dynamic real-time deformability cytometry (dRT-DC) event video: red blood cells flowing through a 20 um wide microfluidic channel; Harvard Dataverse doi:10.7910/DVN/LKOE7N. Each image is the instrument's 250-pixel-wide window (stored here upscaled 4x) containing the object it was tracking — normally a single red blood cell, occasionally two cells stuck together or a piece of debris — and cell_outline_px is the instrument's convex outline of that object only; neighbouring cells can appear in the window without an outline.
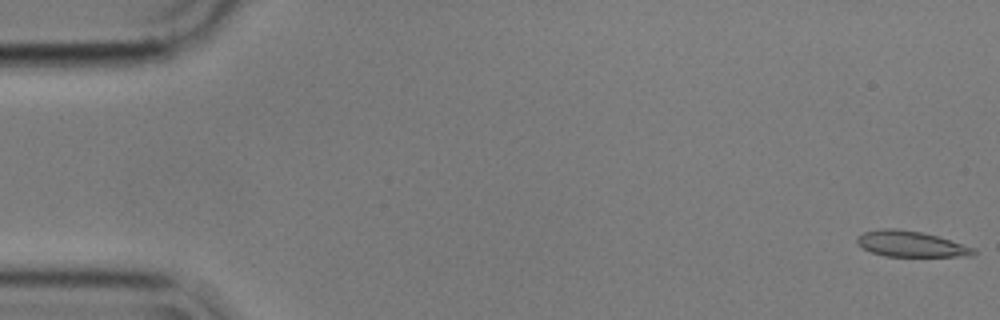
{"species": "common noctule bat (a hibernating species)", "species_latin": "Nyctalus noctula", "temperature_condition": "cold", "stored_images_in_passage": 5, "camera_frame_rate_fps": 3000, "um_per_image_px": 0.085, "animal": {"sex": "male", "body_mass_g": 17.9}, "frame": {"image": 1, "passage_image": 1, "time_ms": 0.0, "image_size_px": [1000, 320], "cell_outline_px": [[976, 252], [972, 256], [884, 256], [872, 252], [856, 244], [856, 236], [864, 232], [884, 228], [896, 228], [920, 232], [936, 236], [976, 248]], "centroid_in_image_um": [77.39, 20.74], "position_along_channel_um": 7.6, "area_um2": 17.4}}
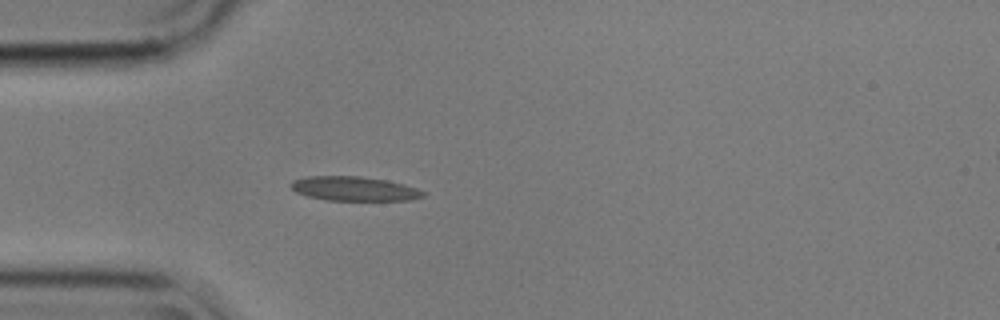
{"frame": {"image": 2, "passage_image": 5, "time_ms": 1.333, "image_size_px": [1000, 320], "cell_outline_px": [[424, 196], [408, 200], [324, 200], [308, 196], [296, 192], [288, 184], [292, 180], [308, 176], [360, 176], [384, 180], [404, 184], [416, 188], [424, 192]], "centroid_in_image_um": [30.05, 16.03], "position_along_channel_um": 55.0, "area_um2": 18.61}}